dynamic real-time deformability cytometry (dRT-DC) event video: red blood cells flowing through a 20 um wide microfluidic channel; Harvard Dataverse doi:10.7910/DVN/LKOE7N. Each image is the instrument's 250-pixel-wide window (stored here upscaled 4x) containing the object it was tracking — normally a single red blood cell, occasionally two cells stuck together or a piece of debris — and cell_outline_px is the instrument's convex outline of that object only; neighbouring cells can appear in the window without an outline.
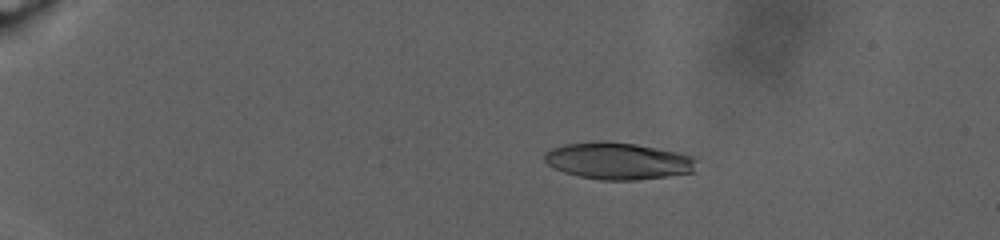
{"species": "human", "species_latin": "Homo sapiens", "temperature_condition": "warm", "stored_images_in_passage": 90, "camera_frame_rate_fps": 3000, "um_per_image_px": 0.085, "donor": {"sex": "male"}, "frame": {"image": 1, "passage_image": 20, "time_ms": 6.333, "image_size_px": [1000, 240], "cell_outline_px": [[696, 160], [692, 172], [668, 176], [636, 180], [600, 180], [580, 176], [564, 172], [548, 164], [544, 160], [544, 152], [552, 148], [564, 144], [600, 140], [604, 140], [636, 144], [680, 152], [692, 156]], "centroid_in_image_um": [52.52, 13.66], "position_along_channel_um": 32.5, "area_um2": 32.77}}
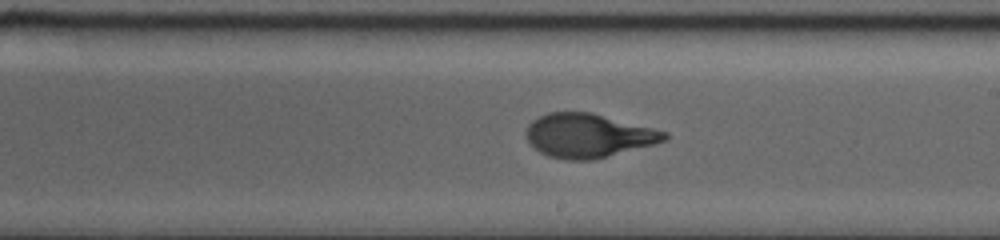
{"frame": {"image": 2, "passage_image": 58, "time_ms": 19.0, "image_size_px": [1000, 240], "cell_outline_px": [[668, 136], [664, 140], [652, 144], [592, 160], [568, 160], [548, 156], [540, 152], [524, 136], [524, 132], [528, 124], [532, 120], [548, 112], [592, 112], [668, 132]], "centroid_in_image_um": [49.95, 11.51], "position_along_channel_um": 239.1, "area_um2": 35.08}}
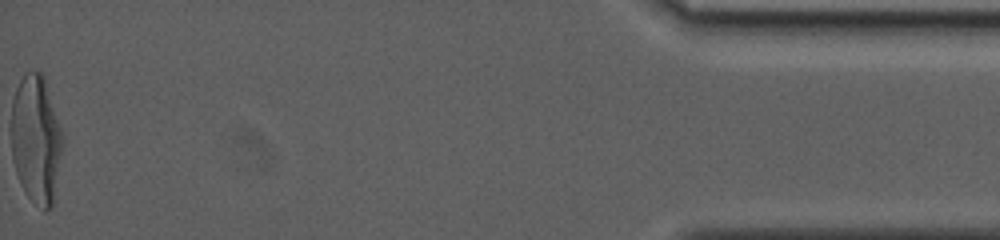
{"frame": {"image": 3, "passage_image": 90, "time_ms": 30.0, "image_size_px": [1000, 240], "cell_outline_px": [[64, 140], [52, 208], [44, 212], [28, 196], [20, 184], [12, 160], [12, 100], [16, 88], [24, 72], [40, 72], [44, 76], [64, 132]], "centroid_in_image_um": [3.09, 11.84], "position_along_channel_um": 432.1, "area_um2": 38.9}, "authors_computed_cell_mechanics": {"area_um2": 34.7089, "velocity_mm_per_s": 2.45, "shape_relaxation_time_tau1_ms": 7.7127, "shape_relaxation_time_tau2_ms": 1.1648, "deformation_change_tau1": 0.2897, "deformation_change_tau2": 0.0675}}